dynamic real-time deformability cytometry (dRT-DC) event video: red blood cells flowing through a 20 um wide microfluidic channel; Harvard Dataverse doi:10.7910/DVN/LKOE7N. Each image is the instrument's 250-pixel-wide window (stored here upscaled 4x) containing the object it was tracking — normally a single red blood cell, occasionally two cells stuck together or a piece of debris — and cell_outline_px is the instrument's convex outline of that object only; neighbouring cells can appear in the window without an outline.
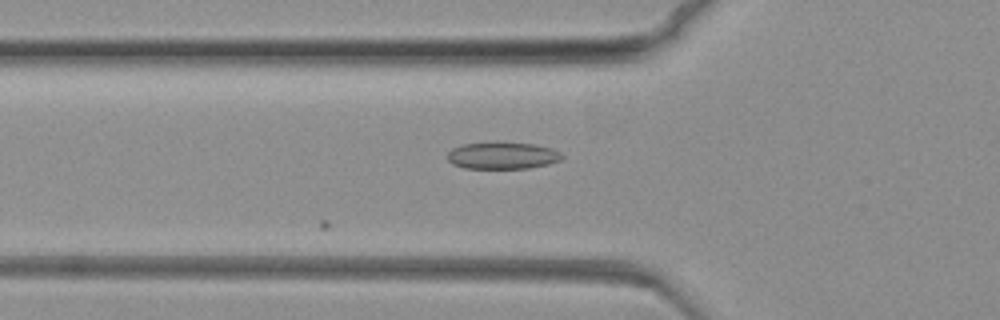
{"species": "common noctule bat (a hibernating species)", "species_latin": "Nyctalus noctula", "temperature_condition": "warm", "stored_images_in_passage": 6, "camera_frame_rate_fps": 3000, "um_per_image_px": 0.085, "animal": {"sex": "female", "body_mass_g": 19.3, "forearm_length_mm": 54.1}, "frame": {"image": 1, "passage_image": 6, "time_ms": 1.667, "image_size_px": [1000, 320], "cell_outline_px": [[564, 156], [560, 160], [548, 164], [528, 168], [464, 168], [452, 164], [444, 156], [452, 148], [460, 144], [536, 144], [552, 148], [560, 152]], "centroid_in_image_um": [42.68, 13.25], "position_along_channel_um": 83.1, "area_um2": 17.63}}